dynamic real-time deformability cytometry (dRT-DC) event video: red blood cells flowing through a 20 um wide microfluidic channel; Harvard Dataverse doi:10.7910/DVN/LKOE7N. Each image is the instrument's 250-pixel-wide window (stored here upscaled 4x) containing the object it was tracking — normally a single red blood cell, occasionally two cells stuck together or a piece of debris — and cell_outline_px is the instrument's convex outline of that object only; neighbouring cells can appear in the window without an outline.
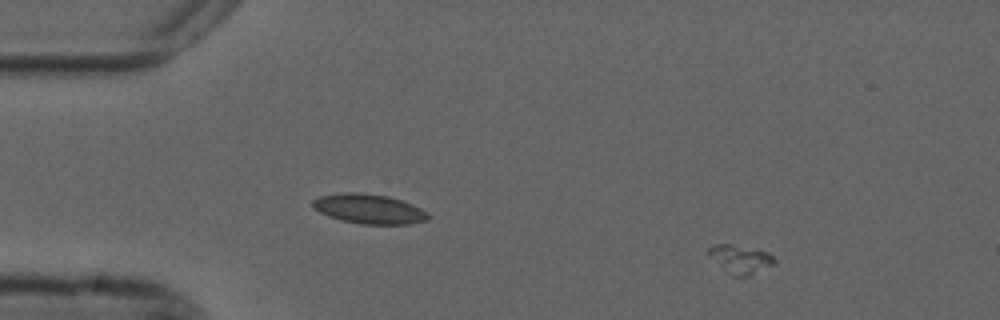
{"species": "common noctule bat (a hibernating species)", "species_latin": "Nyctalus noctula", "temperature_condition": "cold", "stored_images_in_passage": 42, "camera_frame_rate_fps": 3000, "um_per_image_px": 0.085, "animal": {"sex": "male", "forearm_length_mm": 52.5}, "frame": {"image": 1, "passage_image": 1, "time_ms": 0.0, "image_size_px": [1000, 320], "cell_outline_px": [[776, 264], [748, 276], [732, 276], [708, 252], [708, 248], [716, 244], [728, 244], [756, 248], [768, 252], [776, 260]], "centroid_in_image_um": [63.02, 22.02], "position_along_channel_um": 22.0, "area_um2": 10.69}}
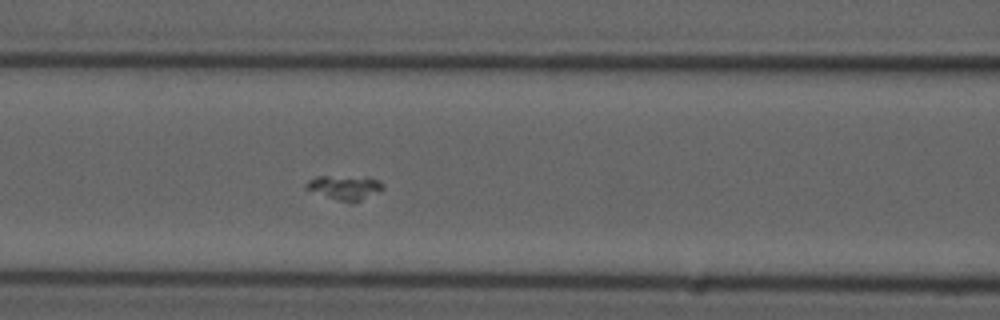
{"frame": {"image": 2, "passage_image": 17, "time_ms": 5.333, "image_size_px": [1000, 320], "cell_outline_px": [[384, 188], [352, 204], [304, 188], [304, 184], [308, 180], [316, 176], [328, 176], [380, 180], [384, 184]], "centroid_in_image_um": [29.26, 15.94], "position_along_channel_um": 137.3, "area_um2": 10.35}}
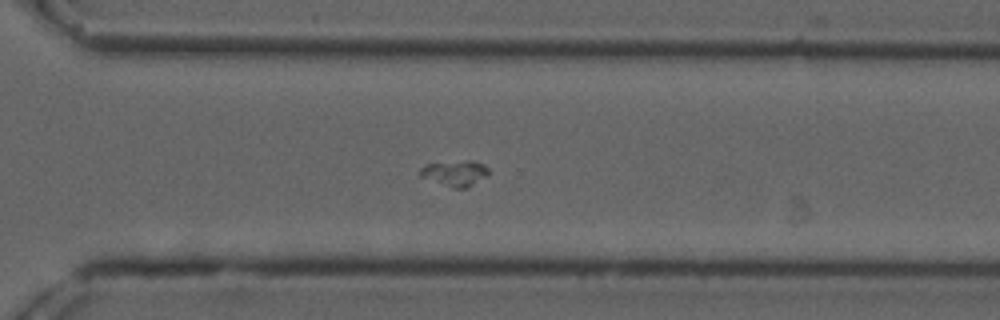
{"frame": {"image": 3, "passage_image": 33, "time_ms": 10.667, "image_size_px": [1000, 320], "cell_outline_px": [[488, 176], [468, 188], [452, 188], [416, 176], [420, 168], [424, 164], [468, 160], [472, 160], [484, 164], [488, 168]], "centroid_in_image_um": [38.63, 14.73], "position_along_channel_um": 332.0, "area_um2": 10.64}}